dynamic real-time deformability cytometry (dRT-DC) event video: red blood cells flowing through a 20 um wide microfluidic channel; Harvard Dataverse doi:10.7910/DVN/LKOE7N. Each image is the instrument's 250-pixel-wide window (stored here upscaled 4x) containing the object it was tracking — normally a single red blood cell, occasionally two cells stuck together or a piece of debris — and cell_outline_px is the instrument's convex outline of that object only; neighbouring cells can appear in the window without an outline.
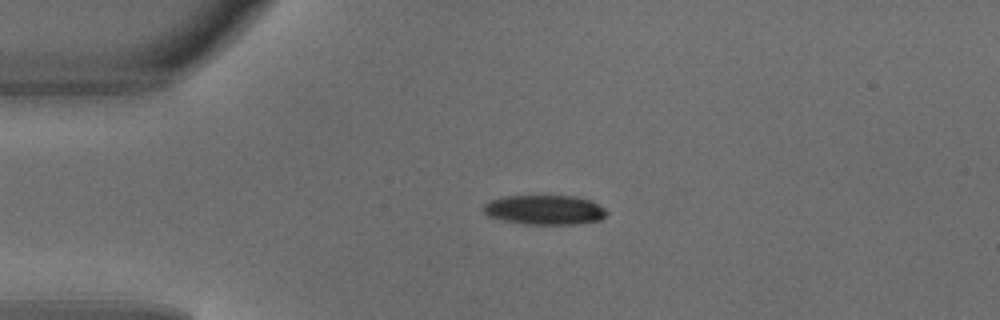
{"species": "common noctule bat (a hibernating species)", "species_latin": "Nyctalus noctula", "temperature_condition": "warm", "stored_images_in_passage": 3, "camera_frame_rate_fps": 3000, "um_per_image_px": 0.085, "animal": {"sex": "male", "body_mass_g": 18.8}, "frame": {"image": 1, "passage_image": 1, "time_ms": 0.0, "image_size_px": [1000, 320], "cell_outline_px": [[608, 212], [600, 220], [576, 224], [524, 224], [500, 220], [488, 216], [484, 212], [484, 204], [488, 200], [504, 196], [572, 196], [588, 200], [604, 208]], "centroid_in_image_um": [46.24, 17.84], "position_along_channel_um": 38.8, "area_um2": 21.15}}
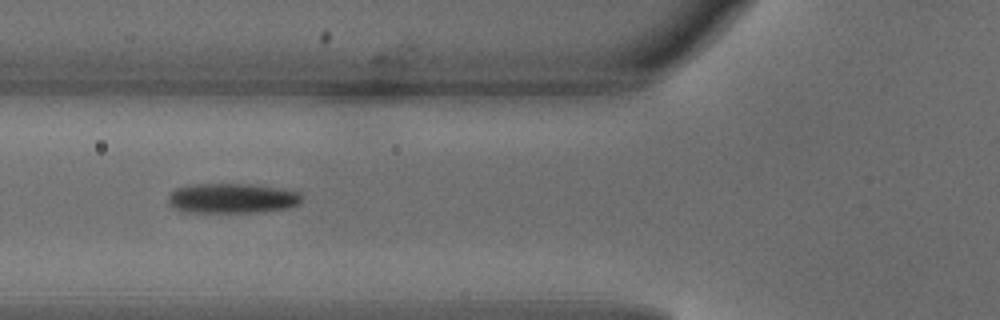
{"frame": {"image": 2, "passage_image": 3, "time_ms": 0.667, "image_size_px": [1000, 320], "cell_outline_px": [[304, 196], [300, 204], [288, 208], [264, 212], [184, 212], [172, 208], [168, 204], [168, 196], [176, 188], [192, 184], [252, 184], [300, 192]], "centroid_in_image_um": [19.74, 16.86], "position_along_channel_um": 106.1, "area_um2": 23.58}}